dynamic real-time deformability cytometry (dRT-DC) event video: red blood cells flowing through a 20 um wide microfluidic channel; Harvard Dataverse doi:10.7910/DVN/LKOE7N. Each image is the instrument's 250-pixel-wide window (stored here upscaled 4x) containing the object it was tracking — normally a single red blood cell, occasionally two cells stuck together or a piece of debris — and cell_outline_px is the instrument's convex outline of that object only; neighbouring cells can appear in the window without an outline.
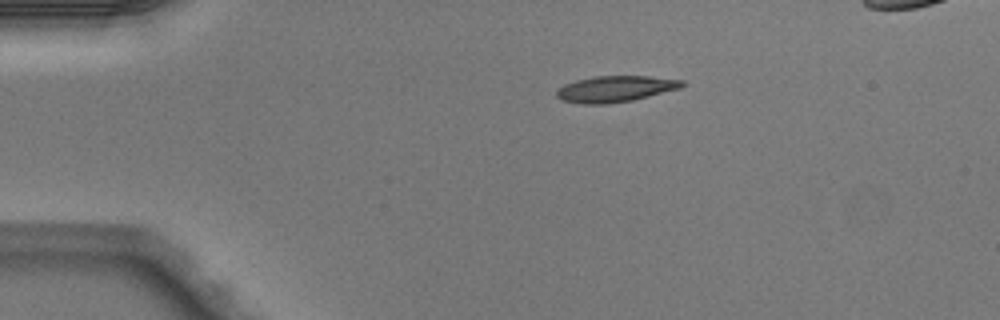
{"species": "Egyptian fruit bat (a non-hibernating species)", "species_latin": "Rousettus aegyptiacus", "temperature_condition": "warm", "stored_images_in_passage": 3, "camera_frame_rate_fps": 3000, "um_per_image_px": 0.085, "animal": {"sex": "male"}, "frame": {"image": 1, "passage_image": 1, "time_ms": 0.0, "image_size_px": [1000, 320], "cell_outline_px": [[684, 84], [680, 88], [632, 100], [608, 104], [580, 104], [560, 100], [556, 96], [556, 92], [564, 84], [576, 80], [596, 76], [648, 76], [684, 80]], "centroid_in_image_um": [52.27, 7.56], "position_along_channel_um": 32.7, "area_um2": 19.07}}
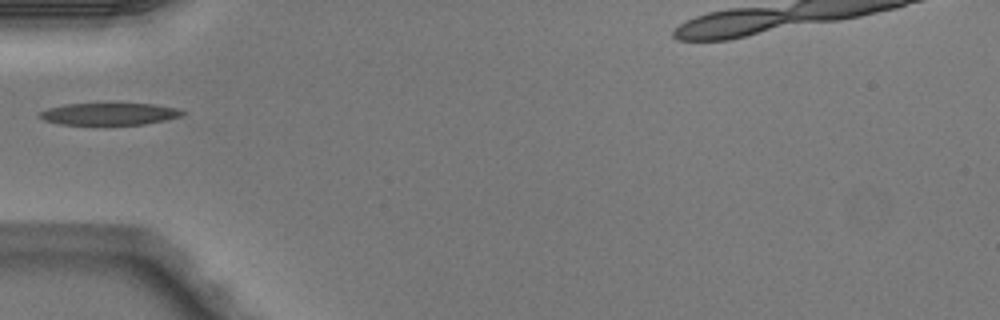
{"frame": {"image": 2, "passage_image": 3, "time_ms": 0.667, "image_size_px": [1000, 320], "cell_outline_px": [[188, 112], [184, 116], [168, 120], [144, 124], [96, 128], [56, 124], [44, 120], [40, 116], [40, 112], [48, 108], [64, 104], [156, 104], [180, 108]], "centroid_in_image_um": [9.34, 9.74], "position_along_channel_um": 75.7, "area_um2": 19.71}}